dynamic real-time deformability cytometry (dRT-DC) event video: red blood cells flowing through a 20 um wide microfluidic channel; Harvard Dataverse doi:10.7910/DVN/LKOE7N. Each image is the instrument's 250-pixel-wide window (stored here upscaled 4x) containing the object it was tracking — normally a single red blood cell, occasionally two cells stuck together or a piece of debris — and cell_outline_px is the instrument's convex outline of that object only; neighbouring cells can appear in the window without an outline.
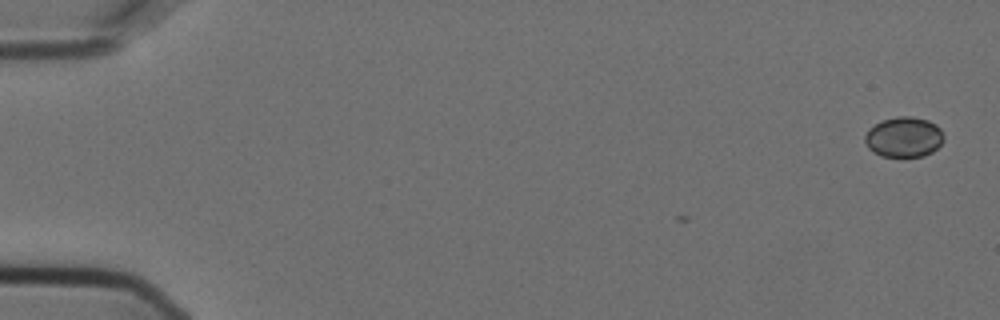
{"species": "Egyptian fruit bat (a non-hibernating species)", "species_latin": "Rousettus aegyptiacus", "temperature_condition": "cold", "stored_images_in_passage": 2, "camera_frame_rate_fps": 3000, "um_per_image_px": 0.085, "animal": {"sex": "female"}, "frame": {"image": 1, "passage_image": 2, "time_ms": 0.333, "image_size_px": [1000, 320], "cell_outline_px": [[944, 140], [932, 152], [924, 156], [880, 156], [872, 152], [868, 148], [864, 140], [864, 136], [868, 128], [880, 120], [896, 116], [912, 116], [928, 120], [936, 124], [940, 128], [944, 136]], "centroid_in_image_um": [76.8, 11.63], "position_along_channel_um": 8.2, "area_um2": 18.79}}